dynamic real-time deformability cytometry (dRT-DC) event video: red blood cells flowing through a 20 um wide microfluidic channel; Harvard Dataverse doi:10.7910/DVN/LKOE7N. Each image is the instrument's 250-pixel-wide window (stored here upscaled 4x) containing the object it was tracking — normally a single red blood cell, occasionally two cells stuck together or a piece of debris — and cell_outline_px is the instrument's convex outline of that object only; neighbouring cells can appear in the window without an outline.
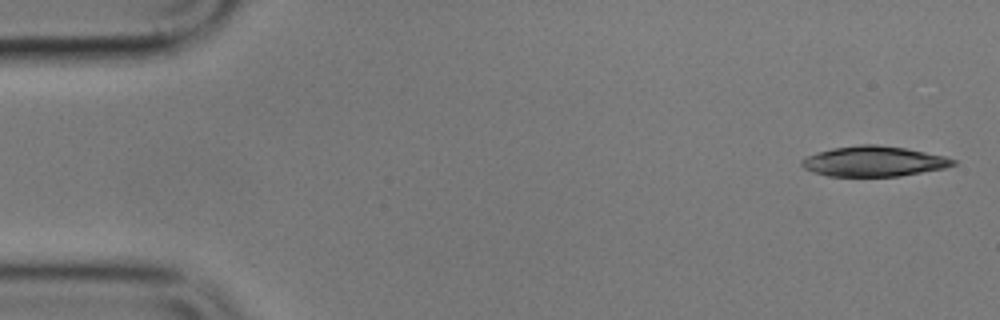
{"species": "common noctule bat (a hibernating species)", "species_latin": "Nyctalus noctula", "temperature_condition": "cold", "stored_images_in_passage": 5, "camera_frame_rate_fps": 3000, "um_per_image_px": 0.085, "animal": {"sex": "male", "body_mass_g": 17.9}, "frame": {"image": 1, "passage_image": 1, "time_ms": 0.0, "image_size_px": [1000, 320], "cell_outline_px": [[956, 164], [944, 168], [900, 176], [828, 176], [812, 172], [804, 168], [800, 164], [800, 160], [808, 156], [832, 148], [860, 144], [876, 144], [904, 148], [944, 156], [956, 160]], "centroid_in_image_um": [74.25, 13.71], "position_along_channel_um": 10.7, "area_um2": 26.53}}